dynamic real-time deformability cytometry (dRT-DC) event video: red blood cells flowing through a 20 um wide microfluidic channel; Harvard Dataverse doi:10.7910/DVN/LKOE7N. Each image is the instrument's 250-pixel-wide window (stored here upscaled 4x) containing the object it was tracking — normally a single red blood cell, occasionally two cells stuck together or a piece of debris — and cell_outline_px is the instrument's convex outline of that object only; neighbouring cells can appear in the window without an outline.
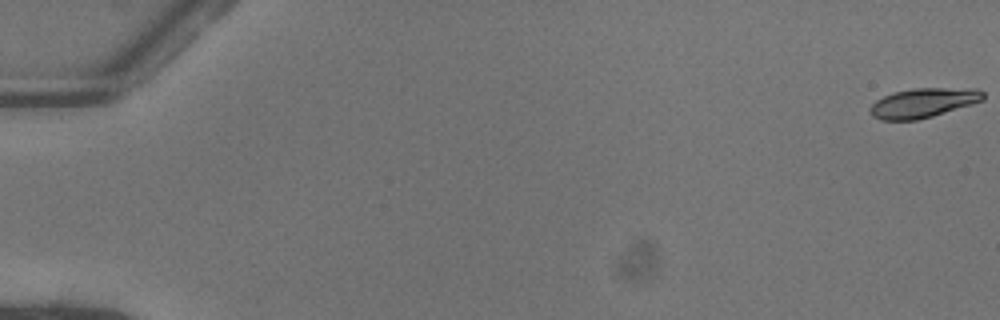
{"species": "common noctule bat (a hibernating species)", "species_latin": "Nyctalus noctula", "temperature_condition": "warm", "stored_images_in_passage": 53, "camera_frame_rate_fps": 3000, "um_per_image_px": 0.085, "animal": {"sex": "female"}, "frame": {"image": 1, "passage_image": 1, "time_ms": 0.0, "image_size_px": [1000, 320], "cell_outline_px": [[984, 100], [972, 104], [932, 116], [916, 120], [880, 120], [872, 116], [868, 112], [868, 108], [876, 100], [892, 92], [916, 88], [976, 88], [984, 92]], "centroid_in_image_um": [78.45, 8.74], "position_along_channel_um": 6.5, "area_um2": 19.54}}
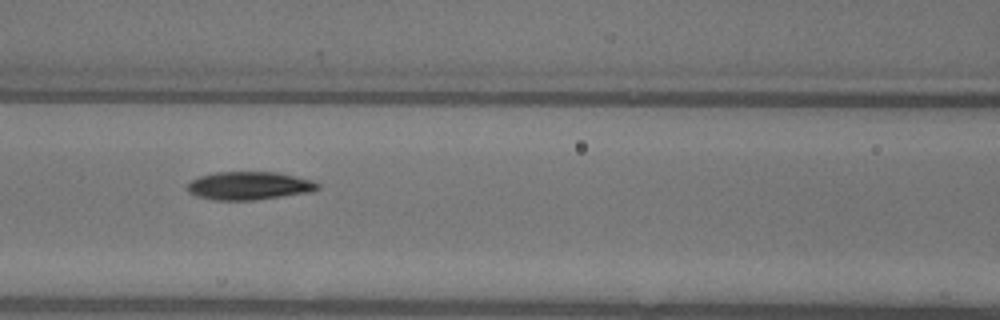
{"frame": {"image": 2, "passage_image": 25, "time_ms": 8.0, "image_size_px": [1000, 320], "cell_outline_px": [[320, 188], [312, 192], [256, 200], [212, 200], [196, 196], [188, 192], [188, 184], [192, 180], [200, 176], [216, 172], [280, 172], [316, 180], [320, 184]], "centroid_in_image_um": [21.25, 15.78], "position_along_channel_um": 145.3, "area_um2": 21.73}}
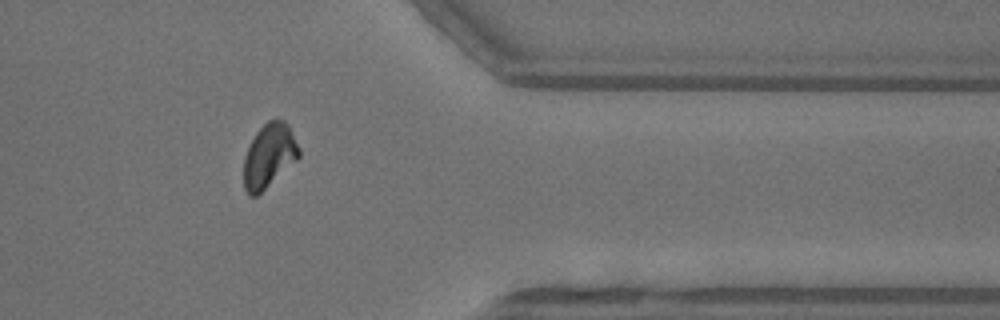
{"frame": {"image": 3, "passage_image": 44, "time_ms": 14.333, "image_size_px": [1000, 320], "cell_outline_px": [[300, 156], [296, 160], [256, 196], [248, 196], [244, 188], [244, 156], [248, 144], [256, 132], [268, 120], [284, 120], [288, 124], [300, 148]], "centroid_in_image_um": [22.85, 13.22], "position_along_channel_um": 388.5, "area_um2": 20.46}, "authors_computed_cell_mechanics": {"area_um2": 20.4612, "velocity_mm_per_s": 4.064, "shape_relaxation_time_tau1_ms": 3.9405, "shape_relaxation_time_tau2_ms": 4.9769, "deformation_change_tau1": 0.1468, "deformation_change_tau2": 0.1036}}